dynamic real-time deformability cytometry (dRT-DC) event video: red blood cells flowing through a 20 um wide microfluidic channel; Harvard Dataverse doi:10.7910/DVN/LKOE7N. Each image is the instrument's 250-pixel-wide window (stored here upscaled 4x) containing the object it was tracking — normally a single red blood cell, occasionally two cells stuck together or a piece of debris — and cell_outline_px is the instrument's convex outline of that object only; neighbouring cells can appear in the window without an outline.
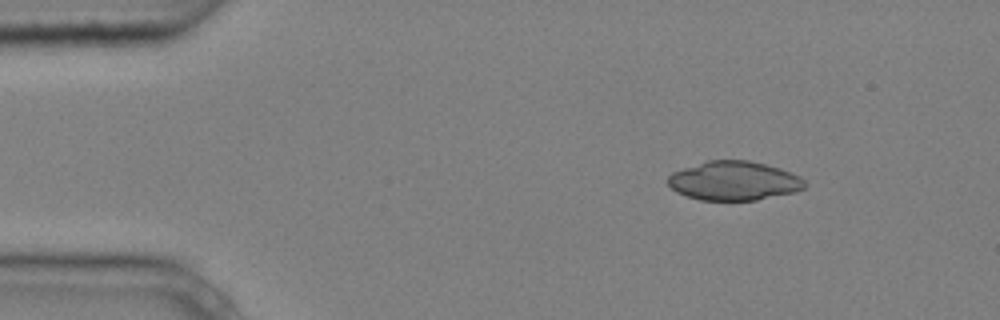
{"species": "common noctule bat (a hibernating species)", "species_latin": "Nyctalus noctula", "temperature_condition": "cold", "stored_images_in_passage": 4, "camera_frame_rate_fps": 3000, "um_per_image_px": 0.085, "animal": {"sex": "male", "body_mass_g": 20.4}, "frame": {"image": 1, "passage_image": 1, "time_ms": 0.0, "image_size_px": [1000, 320], "cell_outline_px": [[808, 184], [804, 188], [796, 192], [756, 200], [700, 200], [676, 192], [668, 184], [668, 176], [672, 172], [708, 160], [748, 160], [780, 168], [800, 176]], "centroid_in_image_um": [62.41, 15.37], "position_along_channel_um": 22.6, "area_um2": 31.15}}